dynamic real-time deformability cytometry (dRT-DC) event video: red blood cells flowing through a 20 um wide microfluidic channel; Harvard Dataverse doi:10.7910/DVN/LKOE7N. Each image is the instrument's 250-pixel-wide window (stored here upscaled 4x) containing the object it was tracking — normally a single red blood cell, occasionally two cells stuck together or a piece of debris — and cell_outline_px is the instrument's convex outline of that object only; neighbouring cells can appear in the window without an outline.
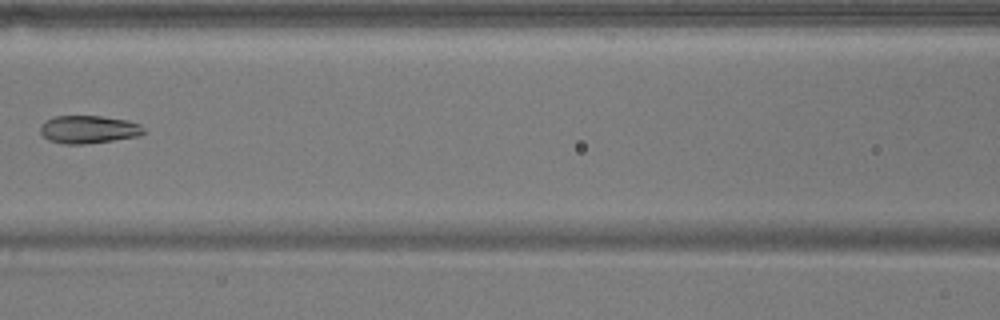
{"species": "common noctule bat (a hibernating species)", "species_latin": "Nyctalus noctula", "temperature_condition": "warm", "stored_images_in_passage": 6, "camera_frame_rate_fps": 3000, "um_per_image_px": 0.085, "animal": {"sex": "male", "body_mass_g": 17.9}, "frame": {"image": 1, "passage_image": 6, "time_ms": 6.333, "image_size_px": [1000, 320], "cell_outline_px": [[144, 132], [140, 136], [112, 140], [80, 144], [64, 144], [48, 140], [40, 132], [40, 124], [44, 120], [52, 116], [100, 116], [128, 120], [140, 124], [144, 128]], "centroid_in_image_um": [7.5, 10.99], "position_along_channel_um": 159.1, "area_um2": 16.88}}